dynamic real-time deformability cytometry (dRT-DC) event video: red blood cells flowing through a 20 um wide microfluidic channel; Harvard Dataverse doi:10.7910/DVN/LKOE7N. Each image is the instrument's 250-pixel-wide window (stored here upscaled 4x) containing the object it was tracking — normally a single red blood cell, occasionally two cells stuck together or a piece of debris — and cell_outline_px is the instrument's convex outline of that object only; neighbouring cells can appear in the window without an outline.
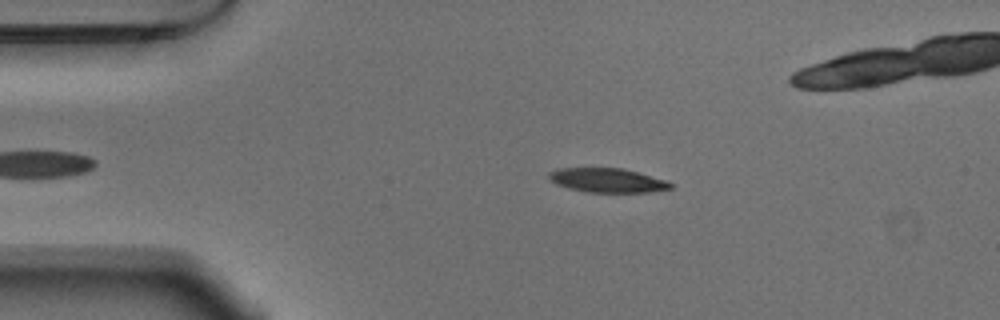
{"species": "Egyptian fruit bat (a non-hibernating species)", "species_latin": "Rousettus aegyptiacus", "temperature_condition": "warm", "stored_images_in_passage": 53, "camera_frame_rate_fps": 3000, "um_per_image_px": 0.085, "animal": {"sex": "male"}, "frame": {"image": 1, "passage_image": 9, "time_ms": 2.667, "image_size_px": [1000, 320], "cell_outline_px": [[672, 188], [648, 192], [588, 192], [568, 188], [556, 184], [548, 180], [548, 172], [556, 168], [624, 168], [668, 180], [672, 184]], "centroid_in_image_um": [51.61, 15.32], "position_along_channel_um": 33.4, "area_um2": 17.34}}
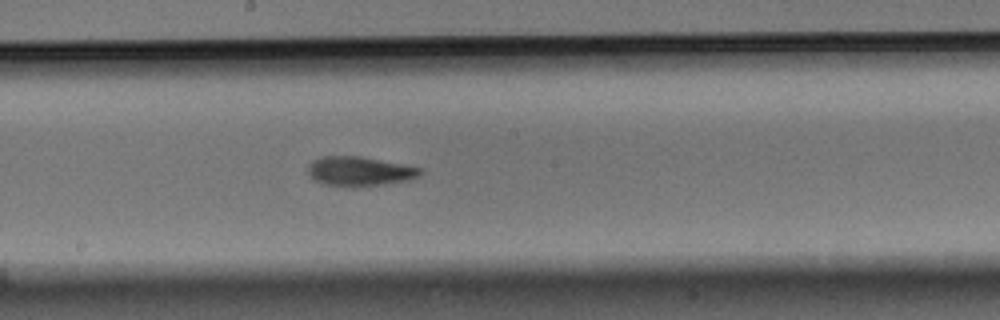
{"frame": {"image": 2, "passage_image": 27, "time_ms": 8.667, "image_size_px": [1000, 320], "cell_outline_px": [[424, 172], [420, 176], [408, 180], [352, 188], [324, 184], [316, 180], [308, 172], [308, 164], [312, 160], [320, 156], [360, 156], [424, 168]], "centroid_in_image_um": [30.58, 14.56], "position_along_channel_um": 217.6, "area_um2": 19.42}}
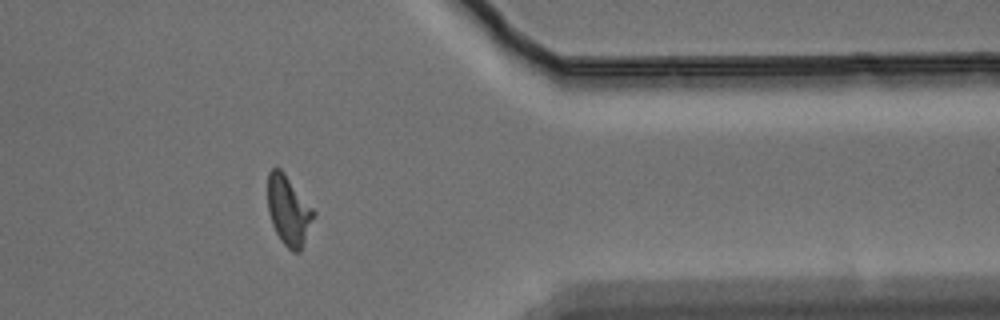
{"frame": {"image": 3, "passage_image": 42, "time_ms": 13.667, "image_size_px": [1000, 320], "cell_outline_px": [[316, 216], [300, 252], [292, 252], [280, 240], [272, 224], [268, 212], [268, 172], [272, 168], [280, 168], [284, 172], [316, 212]], "centroid_in_image_um": [24.54, 17.91], "position_along_channel_um": 386.9, "area_um2": 18.73}, "authors_computed_cell_mechanics": {"area_um2": 18.6694, "velocity_mm_per_s": 3.7258, "shape_relaxation_time_tau1_ms": 4.3205, "shape_relaxation_time_tau2_ms": 3.0732, "deformation_change_tau1": 0.1833, "deformation_change_tau2": 0.0941}}